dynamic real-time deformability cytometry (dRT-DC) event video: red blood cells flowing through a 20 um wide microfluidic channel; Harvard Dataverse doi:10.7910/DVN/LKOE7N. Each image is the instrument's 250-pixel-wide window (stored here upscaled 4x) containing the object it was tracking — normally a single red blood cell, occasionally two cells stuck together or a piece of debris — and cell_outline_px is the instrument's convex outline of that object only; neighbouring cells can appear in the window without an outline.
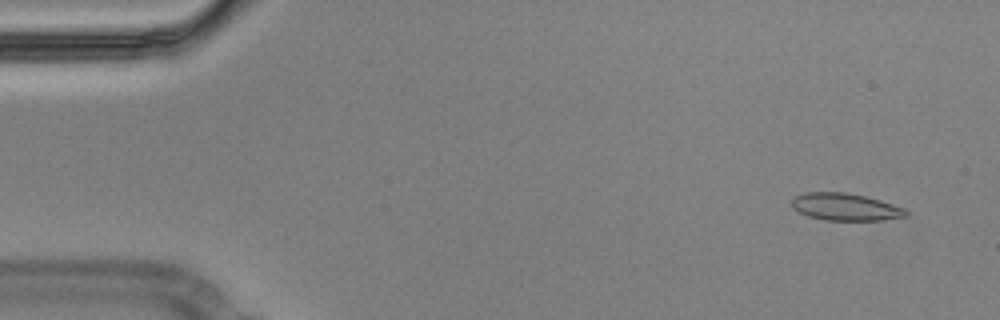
{"species": "Egyptian fruit bat (a non-hibernating species)", "species_latin": "Rousettus aegyptiacus", "temperature_condition": "cold", "stored_images_in_passage": 57, "camera_frame_rate_fps": 3000, "um_per_image_px": 0.085, "animal": {"sex": "male"}, "frame": {"image": 1, "passage_image": 4, "time_ms": 1.0, "image_size_px": [1000, 320], "cell_outline_px": [[908, 216], [880, 220], [824, 220], [808, 216], [792, 208], [792, 196], [804, 192], [844, 192], [864, 196], [880, 200], [904, 208], [908, 212]], "centroid_in_image_um": [71.82, 17.58], "position_along_channel_um": 13.2, "area_um2": 18.15}}
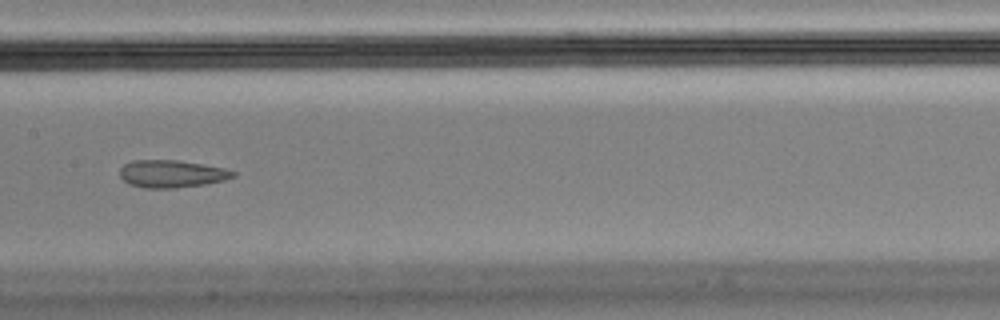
{"frame": {"image": 2, "passage_image": 28, "time_ms": 9.0, "image_size_px": [1000, 320], "cell_outline_px": [[236, 176], [224, 180], [204, 184], [176, 188], [144, 188], [128, 184], [120, 176], [120, 168], [124, 164], [132, 160], [176, 160], [204, 164], [224, 168], [236, 172]], "centroid_in_image_um": [14.58, 14.77], "position_along_channel_um": 192.8, "area_um2": 18.21}}
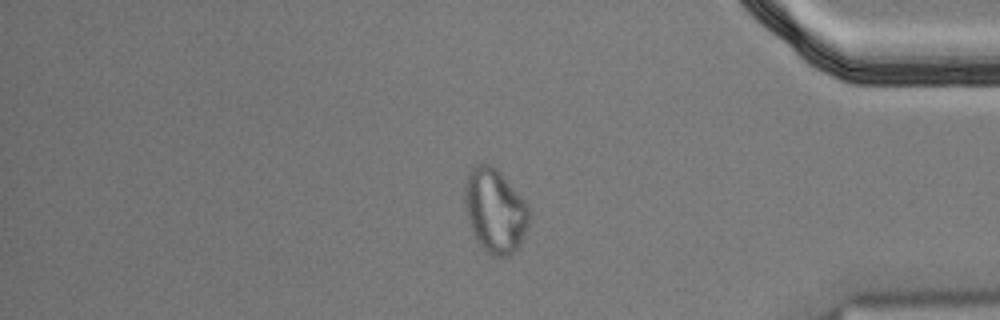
{"frame": {"image": 3, "passage_image": 47, "time_ms": 15.333, "image_size_px": [1000, 320], "cell_outline_px": [[528, 224], [520, 244], [508, 256], [492, 256], [476, 240], [468, 220], [464, 204], [464, 188], [468, 172], [476, 164], [488, 164], [496, 168], [504, 176], [528, 204]], "centroid_in_image_um": [42.05, 17.89], "position_along_channel_um": 393.1, "area_um2": 31.27}, "authors_computed_cell_mechanics": {"area_um2": 19.1896, "velocity_mm_per_s": 3.5782, "shape_relaxation_time_tau1_ms": null, "shape_relaxation_time_tau2_ms": 2.3507, "deformation_change_tau1": null, "deformation_change_tau2": 0.0822}}